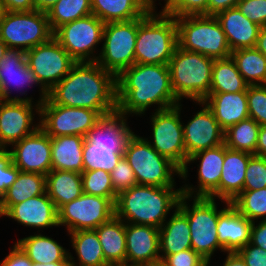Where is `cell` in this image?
Returning <instances> with one entry per match:
<instances>
[{
	"instance_id": "cell-35",
	"label": "cell",
	"mask_w": 266,
	"mask_h": 266,
	"mask_svg": "<svg viewBox=\"0 0 266 266\" xmlns=\"http://www.w3.org/2000/svg\"><path fill=\"white\" fill-rule=\"evenodd\" d=\"M46 192V176L20 171L0 200V217L12 206Z\"/></svg>"
},
{
	"instance_id": "cell-55",
	"label": "cell",
	"mask_w": 266,
	"mask_h": 266,
	"mask_svg": "<svg viewBox=\"0 0 266 266\" xmlns=\"http://www.w3.org/2000/svg\"><path fill=\"white\" fill-rule=\"evenodd\" d=\"M222 266H246V263L241 256L235 252L227 253L226 259Z\"/></svg>"
},
{
	"instance_id": "cell-7",
	"label": "cell",
	"mask_w": 266,
	"mask_h": 266,
	"mask_svg": "<svg viewBox=\"0 0 266 266\" xmlns=\"http://www.w3.org/2000/svg\"><path fill=\"white\" fill-rule=\"evenodd\" d=\"M178 46L213 59L231 57L225 33L213 15H186L175 17Z\"/></svg>"
},
{
	"instance_id": "cell-37",
	"label": "cell",
	"mask_w": 266,
	"mask_h": 266,
	"mask_svg": "<svg viewBox=\"0 0 266 266\" xmlns=\"http://www.w3.org/2000/svg\"><path fill=\"white\" fill-rule=\"evenodd\" d=\"M238 71L249 86L266 85V57L255 47L231 52Z\"/></svg>"
},
{
	"instance_id": "cell-23",
	"label": "cell",
	"mask_w": 266,
	"mask_h": 266,
	"mask_svg": "<svg viewBox=\"0 0 266 266\" xmlns=\"http://www.w3.org/2000/svg\"><path fill=\"white\" fill-rule=\"evenodd\" d=\"M2 216L23 226L36 228L38 232L39 229L59 227L58 210L46 192L12 205Z\"/></svg>"
},
{
	"instance_id": "cell-45",
	"label": "cell",
	"mask_w": 266,
	"mask_h": 266,
	"mask_svg": "<svg viewBox=\"0 0 266 266\" xmlns=\"http://www.w3.org/2000/svg\"><path fill=\"white\" fill-rule=\"evenodd\" d=\"M110 176L113 189L117 194L137 184L134 171L124 156L110 172Z\"/></svg>"
},
{
	"instance_id": "cell-8",
	"label": "cell",
	"mask_w": 266,
	"mask_h": 266,
	"mask_svg": "<svg viewBox=\"0 0 266 266\" xmlns=\"http://www.w3.org/2000/svg\"><path fill=\"white\" fill-rule=\"evenodd\" d=\"M190 199H193L192 206L187 202ZM215 201V199L208 197L191 198L182 195L178 203V208L188 219L191 247L205 260H211L214 252L218 249L224 252L217 236V222L219 215L231 203L225 201L226 207L218 210V205Z\"/></svg>"
},
{
	"instance_id": "cell-10",
	"label": "cell",
	"mask_w": 266,
	"mask_h": 266,
	"mask_svg": "<svg viewBox=\"0 0 266 266\" xmlns=\"http://www.w3.org/2000/svg\"><path fill=\"white\" fill-rule=\"evenodd\" d=\"M53 37L47 13L5 11L0 22V39L8 49L28 51Z\"/></svg>"
},
{
	"instance_id": "cell-22",
	"label": "cell",
	"mask_w": 266,
	"mask_h": 266,
	"mask_svg": "<svg viewBox=\"0 0 266 266\" xmlns=\"http://www.w3.org/2000/svg\"><path fill=\"white\" fill-rule=\"evenodd\" d=\"M125 266H149L161 263L159 228L125 223Z\"/></svg>"
},
{
	"instance_id": "cell-29",
	"label": "cell",
	"mask_w": 266,
	"mask_h": 266,
	"mask_svg": "<svg viewBox=\"0 0 266 266\" xmlns=\"http://www.w3.org/2000/svg\"><path fill=\"white\" fill-rule=\"evenodd\" d=\"M152 8L147 0H91L92 14L103 23L141 18Z\"/></svg>"
},
{
	"instance_id": "cell-50",
	"label": "cell",
	"mask_w": 266,
	"mask_h": 266,
	"mask_svg": "<svg viewBox=\"0 0 266 266\" xmlns=\"http://www.w3.org/2000/svg\"><path fill=\"white\" fill-rule=\"evenodd\" d=\"M0 266H33V262L23 252V250L14 243L13 249L3 258Z\"/></svg>"
},
{
	"instance_id": "cell-1",
	"label": "cell",
	"mask_w": 266,
	"mask_h": 266,
	"mask_svg": "<svg viewBox=\"0 0 266 266\" xmlns=\"http://www.w3.org/2000/svg\"><path fill=\"white\" fill-rule=\"evenodd\" d=\"M48 98L56 105L87 108L105 116L117 111L116 76L97 62H76Z\"/></svg>"
},
{
	"instance_id": "cell-49",
	"label": "cell",
	"mask_w": 266,
	"mask_h": 266,
	"mask_svg": "<svg viewBox=\"0 0 266 266\" xmlns=\"http://www.w3.org/2000/svg\"><path fill=\"white\" fill-rule=\"evenodd\" d=\"M237 253L245 261L246 266H266V250L250 242L244 245Z\"/></svg>"
},
{
	"instance_id": "cell-36",
	"label": "cell",
	"mask_w": 266,
	"mask_h": 266,
	"mask_svg": "<svg viewBox=\"0 0 266 266\" xmlns=\"http://www.w3.org/2000/svg\"><path fill=\"white\" fill-rule=\"evenodd\" d=\"M248 86L231 57L214 60L210 93L243 92Z\"/></svg>"
},
{
	"instance_id": "cell-12",
	"label": "cell",
	"mask_w": 266,
	"mask_h": 266,
	"mask_svg": "<svg viewBox=\"0 0 266 266\" xmlns=\"http://www.w3.org/2000/svg\"><path fill=\"white\" fill-rule=\"evenodd\" d=\"M181 110L180 102L177 106L153 112L150 119L152 139L145 138L160 155L168 158L180 170L187 162Z\"/></svg>"
},
{
	"instance_id": "cell-63",
	"label": "cell",
	"mask_w": 266,
	"mask_h": 266,
	"mask_svg": "<svg viewBox=\"0 0 266 266\" xmlns=\"http://www.w3.org/2000/svg\"><path fill=\"white\" fill-rule=\"evenodd\" d=\"M149 266H163L161 263L154 264V265H149Z\"/></svg>"
},
{
	"instance_id": "cell-41",
	"label": "cell",
	"mask_w": 266,
	"mask_h": 266,
	"mask_svg": "<svg viewBox=\"0 0 266 266\" xmlns=\"http://www.w3.org/2000/svg\"><path fill=\"white\" fill-rule=\"evenodd\" d=\"M83 193L109 198L114 204L118 194L113 189L110 173L101 169L81 173Z\"/></svg>"
},
{
	"instance_id": "cell-53",
	"label": "cell",
	"mask_w": 266,
	"mask_h": 266,
	"mask_svg": "<svg viewBox=\"0 0 266 266\" xmlns=\"http://www.w3.org/2000/svg\"><path fill=\"white\" fill-rule=\"evenodd\" d=\"M239 0H209L207 6V15L215 16L217 13L236 7Z\"/></svg>"
},
{
	"instance_id": "cell-44",
	"label": "cell",
	"mask_w": 266,
	"mask_h": 266,
	"mask_svg": "<svg viewBox=\"0 0 266 266\" xmlns=\"http://www.w3.org/2000/svg\"><path fill=\"white\" fill-rule=\"evenodd\" d=\"M243 190H257L266 188V157L253 155L245 171Z\"/></svg>"
},
{
	"instance_id": "cell-3",
	"label": "cell",
	"mask_w": 266,
	"mask_h": 266,
	"mask_svg": "<svg viewBox=\"0 0 266 266\" xmlns=\"http://www.w3.org/2000/svg\"><path fill=\"white\" fill-rule=\"evenodd\" d=\"M175 189V186L136 184L118 194L115 215L125 223L160 228L167 220L170 210L178 207L182 189Z\"/></svg>"
},
{
	"instance_id": "cell-61",
	"label": "cell",
	"mask_w": 266,
	"mask_h": 266,
	"mask_svg": "<svg viewBox=\"0 0 266 266\" xmlns=\"http://www.w3.org/2000/svg\"><path fill=\"white\" fill-rule=\"evenodd\" d=\"M210 265V260H205L201 266H209ZM212 266V265H211Z\"/></svg>"
},
{
	"instance_id": "cell-57",
	"label": "cell",
	"mask_w": 266,
	"mask_h": 266,
	"mask_svg": "<svg viewBox=\"0 0 266 266\" xmlns=\"http://www.w3.org/2000/svg\"><path fill=\"white\" fill-rule=\"evenodd\" d=\"M255 48L266 57V27H261Z\"/></svg>"
},
{
	"instance_id": "cell-19",
	"label": "cell",
	"mask_w": 266,
	"mask_h": 266,
	"mask_svg": "<svg viewBox=\"0 0 266 266\" xmlns=\"http://www.w3.org/2000/svg\"><path fill=\"white\" fill-rule=\"evenodd\" d=\"M0 80L1 100H25L34 102L32 101L34 98L27 96V89L24 92L21 91V89H24L23 87L28 86L30 88L33 84L35 86L39 85L40 87V98L37 100L38 104H41L48 98V91L40 84L34 73L28 67L25 51L23 50L9 49L6 52L0 63ZM12 86H15V89L19 88L17 91L20 90V94H23L24 98L19 97L18 95L11 96V92L13 91Z\"/></svg>"
},
{
	"instance_id": "cell-34",
	"label": "cell",
	"mask_w": 266,
	"mask_h": 266,
	"mask_svg": "<svg viewBox=\"0 0 266 266\" xmlns=\"http://www.w3.org/2000/svg\"><path fill=\"white\" fill-rule=\"evenodd\" d=\"M73 250L78 256L76 261L69 252L71 266H110L104 258L102 247L95 229L78 230L68 233Z\"/></svg>"
},
{
	"instance_id": "cell-21",
	"label": "cell",
	"mask_w": 266,
	"mask_h": 266,
	"mask_svg": "<svg viewBox=\"0 0 266 266\" xmlns=\"http://www.w3.org/2000/svg\"><path fill=\"white\" fill-rule=\"evenodd\" d=\"M202 110L183 123L184 145L187 159L193 154L215 148L224 144V131L214 117L212 111L202 102H196Z\"/></svg>"
},
{
	"instance_id": "cell-43",
	"label": "cell",
	"mask_w": 266,
	"mask_h": 266,
	"mask_svg": "<svg viewBox=\"0 0 266 266\" xmlns=\"http://www.w3.org/2000/svg\"><path fill=\"white\" fill-rule=\"evenodd\" d=\"M165 5L161 9L166 14L174 17L186 15H207L209 0H164Z\"/></svg>"
},
{
	"instance_id": "cell-27",
	"label": "cell",
	"mask_w": 266,
	"mask_h": 266,
	"mask_svg": "<svg viewBox=\"0 0 266 266\" xmlns=\"http://www.w3.org/2000/svg\"><path fill=\"white\" fill-rule=\"evenodd\" d=\"M252 156L250 153L232 150L225 146V159L219 182L221 202H231L243 191L246 167Z\"/></svg>"
},
{
	"instance_id": "cell-60",
	"label": "cell",
	"mask_w": 266,
	"mask_h": 266,
	"mask_svg": "<svg viewBox=\"0 0 266 266\" xmlns=\"http://www.w3.org/2000/svg\"><path fill=\"white\" fill-rule=\"evenodd\" d=\"M4 12H5V10H4V8H3L1 2H0V22H1V20H2V17H3Z\"/></svg>"
},
{
	"instance_id": "cell-47",
	"label": "cell",
	"mask_w": 266,
	"mask_h": 266,
	"mask_svg": "<svg viewBox=\"0 0 266 266\" xmlns=\"http://www.w3.org/2000/svg\"><path fill=\"white\" fill-rule=\"evenodd\" d=\"M236 7L260 27H266V0H239Z\"/></svg>"
},
{
	"instance_id": "cell-52",
	"label": "cell",
	"mask_w": 266,
	"mask_h": 266,
	"mask_svg": "<svg viewBox=\"0 0 266 266\" xmlns=\"http://www.w3.org/2000/svg\"><path fill=\"white\" fill-rule=\"evenodd\" d=\"M5 11L29 12L34 10L33 0H0Z\"/></svg>"
},
{
	"instance_id": "cell-33",
	"label": "cell",
	"mask_w": 266,
	"mask_h": 266,
	"mask_svg": "<svg viewBox=\"0 0 266 266\" xmlns=\"http://www.w3.org/2000/svg\"><path fill=\"white\" fill-rule=\"evenodd\" d=\"M46 193L59 210L83 194L81 173L51 170L46 175Z\"/></svg>"
},
{
	"instance_id": "cell-25",
	"label": "cell",
	"mask_w": 266,
	"mask_h": 266,
	"mask_svg": "<svg viewBox=\"0 0 266 266\" xmlns=\"http://www.w3.org/2000/svg\"><path fill=\"white\" fill-rule=\"evenodd\" d=\"M203 102L212 111L223 131L249 118L247 90L237 93H209Z\"/></svg>"
},
{
	"instance_id": "cell-17",
	"label": "cell",
	"mask_w": 266,
	"mask_h": 266,
	"mask_svg": "<svg viewBox=\"0 0 266 266\" xmlns=\"http://www.w3.org/2000/svg\"><path fill=\"white\" fill-rule=\"evenodd\" d=\"M225 159V144L215 148L199 151L188 157L184 168L181 170L180 178L187 180L188 166L199 160L197 188L193 185L185 184L181 186L182 195L188 197H208L219 199V182ZM189 164V165H188ZM194 195V196H193Z\"/></svg>"
},
{
	"instance_id": "cell-14",
	"label": "cell",
	"mask_w": 266,
	"mask_h": 266,
	"mask_svg": "<svg viewBox=\"0 0 266 266\" xmlns=\"http://www.w3.org/2000/svg\"><path fill=\"white\" fill-rule=\"evenodd\" d=\"M101 117L95 110L56 105L49 98L40 104V128L50 137H85Z\"/></svg>"
},
{
	"instance_id": "cell-18",
	"label": "cell",
	"mask_w": 266,
	"mask_h": 266,
	"mask_svg": "<svg viewBox=\"0 0 266 266\" xmlns=\"http://www.w3.org/2000/svg\"><path fill=\"white\" fill-rule=\"evenodd\" d=\"M33 104L25 100L0 101V149L7 150V146L31 135L40 127V122L33 124L34 112L40 116V104Z\"/></svg>"
},
{
	"instance_id": "cell-31",
	"label": "cell",
	"mask_w": 266,
	"mask_h": 266,
	"mask_svg": "<svg viewBox=\"0 0 266 266\" xmlns=\"http://www.w3.org/2000/svg\"><path fill=\"white\" fill-rule=\"evenodd\" d=\"M84 140L79 135L51 137L52 170L82 173Z\"/></svg>"
},
{
	"instance_id": "cell-4",
	"label": "cell",
	"mask_w": 266,
	"mask_h": 266,
	"mask_svg": "<svg viewBox=\"0 0 266 266\" xmlns=\"http://www.w3.org/2000/svg\"><path fill=\"white\" fill-rule=\"evenodd\" d=\"M127 117L118 111L102 116L85 135L83 171L101 169L110 173L114 169L134 133Z\"/></svg>"
},
{
	"instance_id": "cell-20",
	"label": "cell",
	"mask_w": 266,
	"mask_h": 266,
	"mask_svg": "<svg viewBox=\"0 0 266 266\" xmlns=\"http://www.w3.org/2000/svg\"><path fill=\"white\" fill-rule=\"evenodd\" d=\"M11 147L12 162L22 172L46 176L52 170L51 137L40 127Z\"/></svg>"
},
{
	"instance_id": "cell-2",
	"label": "cell",
	"mask_w": 266,
	"mask_h": 266,
	"mask_svg": "<svg viewBox=\"0 0 266 266\" xmlns=\"http://www.w3.org/2000/svg\"><path fill=\"white\" fill-rule=\"evenodd\" d=\"M116 85L117 111L126 116H142L154 104L159 111L180 103L171 87L168 65L135 63L116 77Z\"/></svg>"
},
{
	"instance_id": "cell-16",
	"label": "cell",
	"mask_w": 266,
	"mask_h": 266,
	"mask_svg": "<svg viewBox=\"0 0 266 266\" xmlns=\"http://www.w3.org/2000/svg\"><path fill=\"white\" fill-rule=\"evenodd\" d=\"M25 57L28 67L48 92L69 73L76 63L54 37L26 51Z\"/></svg>"
},
{
	"instance_id": "cell-62",
	"label": "cell",
	"mask_w": 266,
	"mask_h": 266,
	"mask_svg": "<svg viewBox=\"0 0 266 266\" xmlns=\"http://www.w3.org/2000/svg\"><path fill=\"white\" fill-rule=\"evenodd\" d=\"M153 7H155L156 6V4H155V1L156 0H147Z\"/></svg>"
},
{
	"instance_id": "cell-11",
	"label": "cell",
	"mask_w": 266,
	"mask_h": 266,
	"mask_svg": "<svg viewBox=\"0 0 266 266\" xmlns=\"http://www.w3.org/2000/svg\"><path fill=\"white\" fill-rule=\"evenodd\" d=\"M137 32L138 18L105 23L102 49L96 62L116 77L134 65Z\"/></svg>"
},
{
	"instance_id": "cell-6",
	"label": "cell",
	"mask_w": 266,
	"mask_h": 266,
	"mask_svg": "<svg viewBox=\"0 0 266 266\" xmlns=\"http://www.w3.org/2000/svg\"><path fill=\"white\" fill-rule=\"evenodd\" d=\"M214 60L177 46L168 68L172 90L180 102L183 98L202 102L209 95Z\"/></svg>"
},
{
	"instance_id": "cell-56",
	"label": "cell",
	"mask_w": 266,
	"mask_h": 266,
	"mask_svg": "<svg viewBox=\"0 0 266 266\" xmlns=\"http://www.w3.org/2000/svg\"><path fill=\"white\" fill-rule=\"evenodd\" d=\"M58 0H33L34 10L47 13Z\"/></svg>"
},
{
	"instance_id": "cell-54",
	"label": "cell",
	"mask_w": 266,
	"mask_h": 266,
	"mask_svg": "<svg viewBox=\"0 0 266 266\" xmlns=\"http://www.w3.org/2000/svg\"><path fill=\"white\" fill-rule=\"evenodd\" d=\"M255 155L259 157H266V125L260 126L259 128Z\"/></svg>"
},
{
	"instance_id": "cell-59",
	"label": "cell",
	"mask_w": 266,
	"mask_h": 266,
	"mask_svg": "<svg viewBox=\"0 0 266 266\" xmlns=\"http://www.w3.org/2000/svg\"><path fill=\"white\" fill-rule=\"evenodd\" d=\"M8 47L6 46V44L0 39V63L3 60L6 52L8 51Z\"/></svg>"
},
{
	"instance_id": "cell-38",
	"label": "cell",
	"mask_w": 266,
	"mask_h": 266,
	"mask_svg": "<svg viewBox=\"0 0 266 266\" xmlns=\"http://www.w3.org/2000/svg\"><path fill=\"white\" fill-rule=\"evenodd\" d=\"M260 125L252 118L234 124L224 131V144L227 148L255 155Z\"/></svg>"
},
{
	"instance_id": "cell-40",
	"label": "cell",
	"mask_w": 266,
	"mask_h": 266,
	"mask_svg": "<svg viewBox=\"0 0 266 266\" xmlns=\"http://www.w3.org/2000/svg\"><path fill=\"white\" fill-rule=\"evenodd\" d=\"M230 203L251 222H256L258 219L266 220V188L243 190Z\"/></svg>"
},
{
	"instance_id": "cell-51",
	"label": "cell",
	"mask_w": 266,
	"mask_h": 266,
	"mask_svg": "<svg viewBox=\"0 0 266 266\" xmlns=\"http://www.w3.org/2000/svg\"><path fill=\"white\" fill-rule=\"evenodd\" d=\"M250 243L266 250V220L259 221L257 225L252 222Z\"/></svg>"
},
{
	"instance_id": "cell-26",
	"label": "cell",
	"mask_w": 266,
	"mask_h": 266,
	"mask_svg": "<svg viewBox=\"0 0 266 266\" xmlns=\"http://www.w3.org/2000/svg\"><path fill=\"white\" fill-rule=\"evenodd\" d=\"M252 222L231 204L219 215L217 236L224 253L238 252L250 242Z\"/></svg>"
},
{
	"instance_id": "cell-39",
	"label": "cell",
	"mask_w": 266,
	"mask_h": 266,
	"mask_svg": "<svg viewBox=\"0 0 266 266\" xmlns=\"http://www.w3.org/2000/svg\"><path fill=\"white\" fill-rule=\"evenodd\" d=\"M91 14V0H58L47 12L49 24L53 32L63 24Z\"/></svg>"
},
{
	"instance_id": "cell-30",
	"label": "cell",
	"mask_w": 266,
	"mask_h": 266,
	"mask_svg": "<svg viewBox=\"0 0 266 266\" xmlns=\"http://www.w3.org/2000/svg\"><path fill=\"white\" fill-rule=\"evenodd\" d=\"M95 230L102 247L105 261L110 266H125V222L114 215Z\"/></svg>"
},
{
	"instance_id": "cell-32",
	"label": "cell",
	"mask_w": 266,
	"mask_h": 266,
	"mask_svg": "<svg viewBox=\"0 0 266 266\" xmlns=\"http://www.w3.org/2000/svg\"><path fill=\"white\" fill-rule=\"evenodd\" d=\"M33 263L70 262L69 251L57 240L42 233L18 239L15 242Z\"/></svg>"
},
{
	"instance_id": "cell-15",
	"label": "cell",
	"mask_w": 266,
	"mask_h": 266,
	"mask_svg": "<svg viewBox=\"0 0 266 266\" xmlns=\"http://www.w3.org/2000/svg\"><path fill=\"white\" fill-rule=\"evenodd\" d=\"M115 215V204L109 199L83 193L58 210V224L68 233L96 229Z\"/></svg>"
},
{
	"instance_id": "cell-48",
	"label": "cell",
	"mask_w": 266,
	"mask_h": 266,
	"mask_svg": "<svg viewBox=\"0 0 266 266\" xmlns=\"http://www.w3.org/2000/svg\"><path fill=\"white\" fill-rule=\"evenodd\" d=\"M205 261L193 249H187L178 253L167 255L162 261L163 266H201Z\"/></svg>"
},
{
	"instance_id": "cell-58",
	"label": "cell",
	"mask_w": 266,
	"mask_h": 266,
	"mask_svg": "<svg viewBox=\"0 0 266 266\" xmlns=\"http://www.w3.org/2000/svg\"><path fill=\"white\" fill-rule=\"evenodd\" d=\"M33 266H71L70 262H52L48 264L33 263Z\"/></svg>"
},
{
	"instance_id": "cell-28",
	"label": "cell",
	"mask_w": 266,
	"mask_h": 266,
	"mask_svg": "<svg viewBox=\"0 0 266 266\" xmlns=\"http://www.w3.org/2000/svg\"><path fill=\"white\" fill-rule=\"evenodd\" d=\"M169 220L159 228L161 261L167 256L191 247L190 227L187 216L177 207Z\"/></svg>"
},
{
	"instance_id": "cell-42",
	"label": "cell",
	"mask_w": 266,
	"mask_h": 266,
	"mask_svg": "<svg viewBox=\"0 0 266 266\" xmlns=\"http://www.w3.org/2000/svg\"><path fill=\"white\" fill-rule=\"evenodd\" d=\"M249 117L260 126L266 125V85L248 86Z\"/></svg>"
},
{
	"instance_id": "cell-24",
	"label": "cell",
	"mask_w": 266,
	"mask_h": 266,
	"mask_svg": "<svg viewBox=\"0 0 266 266\" xmlns=\"http://www.w3.org/2000/svg\"><path fill=\"white\" fill-rule=\"evenodd\" d=\"M215 17L225 33L231 52L255 47L261 27L244 16L237 7L221 11Z\"/></svg>"
},
{
	"instance_id": "cell-13",
	"label": "cell",
	"mask_w": 266,
	"mask_h": 266,
	"mask_svg": "<svg viewBox=\"0 0 266 266\" xmlns=\"http://www.w3.org/2000/svg\"><path fill=\"white\" fill-rule=\"evenodd\" d=\"M103 23L94 14L63 24L53 37L76 62H96L95 50L103 39Z\"/></svg>"
},
{
	"instance_id": "cell-46",
	"label": "cell",
	"mask_w": 266,
	"mask_h": 266,
	"mask_svg": "<svg viewBox=\"0 0 266 266\" xmlns=\"http://www.w3.org/2000/svg\"><path fill=\"white\" fill-rule=\"evenodd\" d=\"M20 169L12 162V154L8 149H0V200L7 189L17 179Z\"/></svg>"
},
{
	"instance_id": "cell-5",
	"label": "cell",
	"mask_w": 266,
	"mask_h": 266,
	"mask_svg": "<svg viewBox=\"0 0 266 266\" xmlns=\"http://www.w3.org/2000/svg\"><path fill=\"white\" fill-rule=\"evenodd\" d=\"M153 7L145 16L138 18L135 46V63L168 65L178 46L175 17L163 11L156 13Z\"/></svg>"
},
{
	"instance_id": "cell-9",
	"label": "cell",
	"mask_w": 266,
	"mask_h": 266,
	"mask_svg": "<svg viewBox=\"0 0 266 266\" xmlns=\"http://www.w3.org/2000/svg\"><path fill=\"white\" fill-rule=\"evenodd\" d=\"M123 156L133 169L137 184L176 186L174 175H181V170L173 162L135 133L129 138Z\"/></svg>"
}]
</instances>
